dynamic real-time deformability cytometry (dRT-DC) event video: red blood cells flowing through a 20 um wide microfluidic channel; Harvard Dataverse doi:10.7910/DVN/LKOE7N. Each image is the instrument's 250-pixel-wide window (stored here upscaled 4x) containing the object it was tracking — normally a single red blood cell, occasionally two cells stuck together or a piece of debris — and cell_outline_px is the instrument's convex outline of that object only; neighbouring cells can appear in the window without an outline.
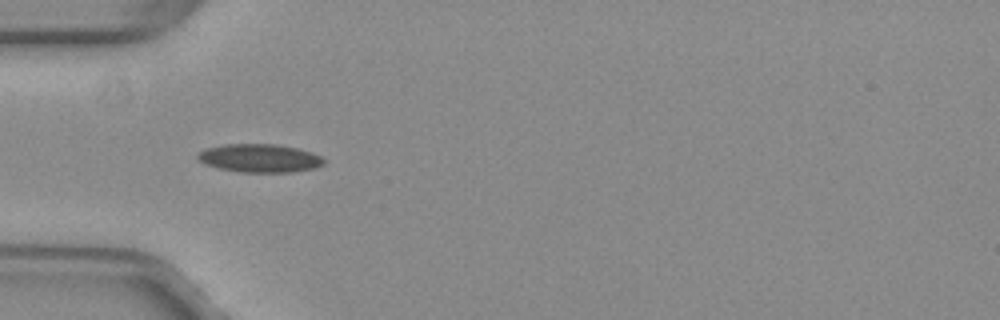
{"species": "common noctule bat (a hibernating species)", "species_latin": "Nyctalus noctula", "temperature_condition": "warm", "stored_images_in_passage": 36, "camera_frame_rate_fps": 3000, "um_per_image_px": 0.085, "animal": {"sex": "female", "body_mass_g": 29.2, "forearm_length_mm": 56.3}, "frame": {"image": 1, "passage_image": 1, "time_ms": 0.0, "image_size_px": [1000, 320], "cell_outline_px": [[324, 164], [316, 168], [292, 172], [240, 172], [220, 168], [204, 164], [196, 160], [196, 152], [204, 148], [224, 144], [276, 144], [296, 148], [312, 152], [320, 156], [324, 160]], "centroid_in_image_um": [22.01, 13.44], "position_along_channel_um": 63.0, "area_um2": 21.04}}
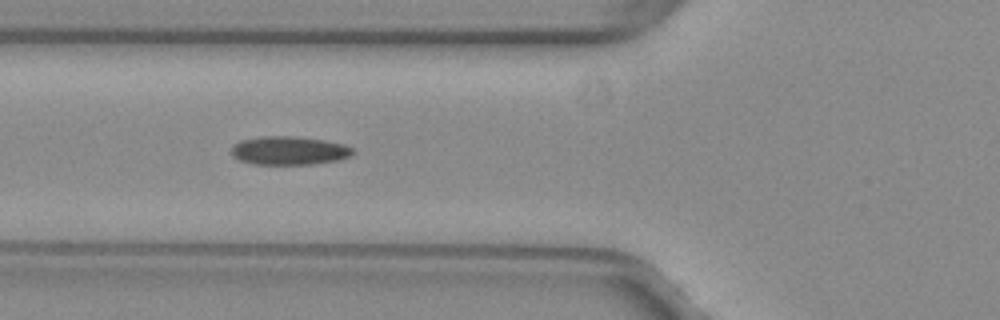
{"frame": {"image": 2, "passage_image": 4, "time_ms": 1.0, "image_size_px": [1000, 320], "cell_outline_px": [[356, 152], [352, 156], [340, 160], [312, 164], [252, 164], [240, 160], [232, 156], [232, 144], [240, 140], [264, 136], [296, 136], [324, 140], [344, 144], [352, 148]], "centroid_in_image_um": [24.6, 12.8], "position_along_channel_um": 101.2, "area_um2": 20.4}}
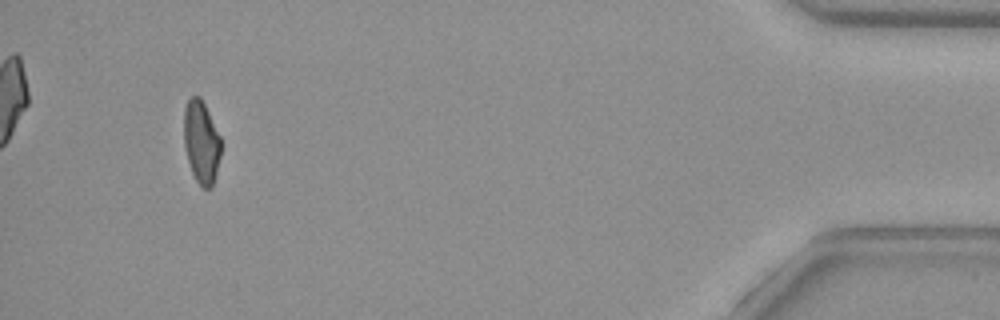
{"frame": {"image": 3, "passage_image": 33, "time_ms": 10.667, "image_size_px": [1000, 320], "cell_outline_px": [[220, 156], [212, 188], [204, 188], [196, 180], [192, 172], [188, 160], [184, 144], [184, 108], [188, 100], [192, 96], [200, 96], [220, 136]], "centroid_in_image_um": [17.1, 12.07], "position_along_channel_um": 418.1, "area_um2": 17.57}, "authors_computed_cell_mechanics": {"area_um2": 19.4208, "velocity_mm_per_s": 4.0345, "shape_relaxation_time_tau1_ms": null, "shape_relaxation_time_tau2_ms": 3.1795, "deformation_change_tau1": null, "deformation_change_tau2": 0.0949}}